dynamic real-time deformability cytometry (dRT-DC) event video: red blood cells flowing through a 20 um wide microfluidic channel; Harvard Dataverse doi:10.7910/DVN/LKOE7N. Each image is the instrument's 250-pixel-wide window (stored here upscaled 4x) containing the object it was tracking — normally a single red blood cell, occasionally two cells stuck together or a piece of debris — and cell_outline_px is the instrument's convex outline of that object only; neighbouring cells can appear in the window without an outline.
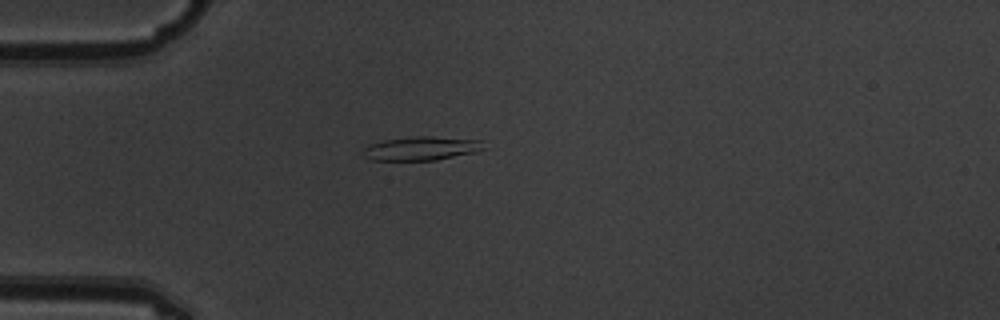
{"species": "common noctule bat (a hibernating species)", "species_latin": "Nyctalus noctula", "temperature_condition": "warm", "stored_images_in_passage": 1, "camera_frame_rate_fps": 3000, "um_per_image_px": 0.085, "animal": {"sex": "male", "body_mass_g": 19.5, "forearm_length_mm": 54.6}, "frame": {"image": 1, "passage_image": 1, "time_ms": 0.0, "image_size_px": [1000, 320], "cell_outline_px": [[488, 148], [476, 152], [436, 160], [372, 160], [364, 156], [360, 152], [368, 144], [384, 140], [416, 136], [428, 136], [484, 140]], "centroid_in_image_um": [35.86, 12.61], "position_along_channel_um": 49.1, "area_um2": 16.99}}